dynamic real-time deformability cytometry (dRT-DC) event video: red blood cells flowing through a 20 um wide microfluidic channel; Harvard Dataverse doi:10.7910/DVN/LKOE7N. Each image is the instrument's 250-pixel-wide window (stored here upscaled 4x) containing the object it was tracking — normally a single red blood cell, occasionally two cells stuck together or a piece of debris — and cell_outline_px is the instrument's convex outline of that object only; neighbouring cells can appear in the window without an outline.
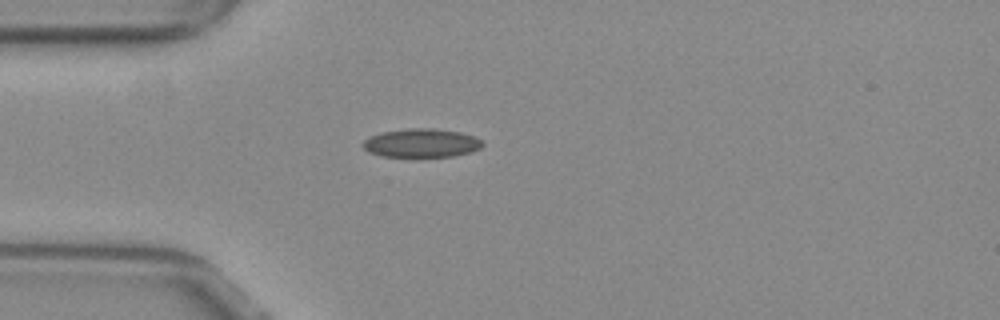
{"species": "common noctule bat (a hibernating species)", "species_latin": "Nyctalus noctula", "temperature_condition": "warm", "stored_images_in_passage": 40, "camera_frame_rate_fps": 3000, "um_per_image_px": 0.085, "animal": {"sex": "female", "body_mass_g": 29.2, "forearm_length_mm": 56.3}, "frame": {"image": 1, "passage_image": 1, "time_ms": 0.0, "image_size_px": [1000, 320], "cell_outline_px": [[484, 144], [480, 148], [472, 152], [452, 156], [380, 156], [368, 152], [364, 148], [364, 140], [380, 132], [408, 128], [432, 128], [460, 132], [476, 136]], "centroid_in_image_um": [35.85, 12.15], "position_along_channel_um": 49.2, "area_um2": 19.88}}
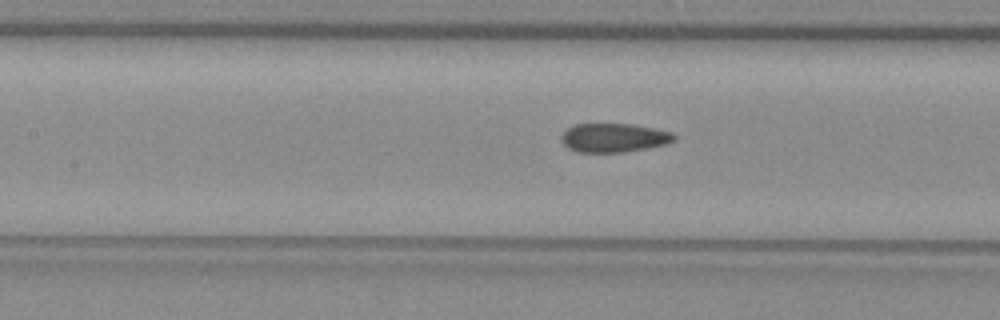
{"frame": {"image": 2, "passage_image": 10, "time_ms": 3.0, "image_size_px": [1000, 320], "cell_outline_px": [[676, 140], [664, 144], [648, 148], [624, 152], [576, 152], [568, 148], [560, 140], [560, 136], [568, 128], [576, 124], [632, 124], [656, 128], [672, 132], [676, 136]], "centroid_in_image_um": [52.18, 11.71], "position_along_channel_um": 155.2, "area_um2": 19.07}}
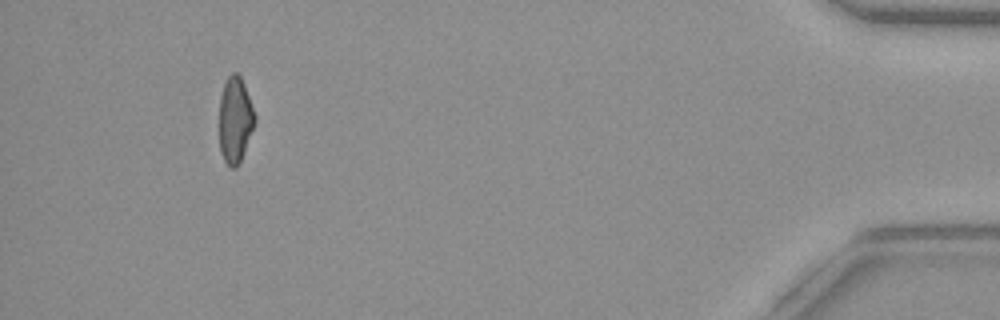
{"frame": {"image": 3, "passage_image": 36, "time_ms": 11.667, "image_size_px": [1000, 320], "cell_outline_px": [[256, 120], [240, 160], [236, 168], [232, 168], [224, 160], [220, 152], [220, 96], [224, 84], [228, 76], [232, 72], [236, 72], [240, 76], [244, 84], [256, 116]], "centroid_in_image_um": [19.98, 10.16], "position_along_channel_um": 415.2, "area_um2": 17.51}, "authors_computed_cell_mechanics": {"area_um2": 19.2474, "velocity_mm_per_s": 3.8707, "shape_relaxation_time_tau1_ms": null, "shape_relaxation_time_tau2_ms": 2.4867, "deformation_change_tau1": null, "deformation_change_tau2": 0.0889}}